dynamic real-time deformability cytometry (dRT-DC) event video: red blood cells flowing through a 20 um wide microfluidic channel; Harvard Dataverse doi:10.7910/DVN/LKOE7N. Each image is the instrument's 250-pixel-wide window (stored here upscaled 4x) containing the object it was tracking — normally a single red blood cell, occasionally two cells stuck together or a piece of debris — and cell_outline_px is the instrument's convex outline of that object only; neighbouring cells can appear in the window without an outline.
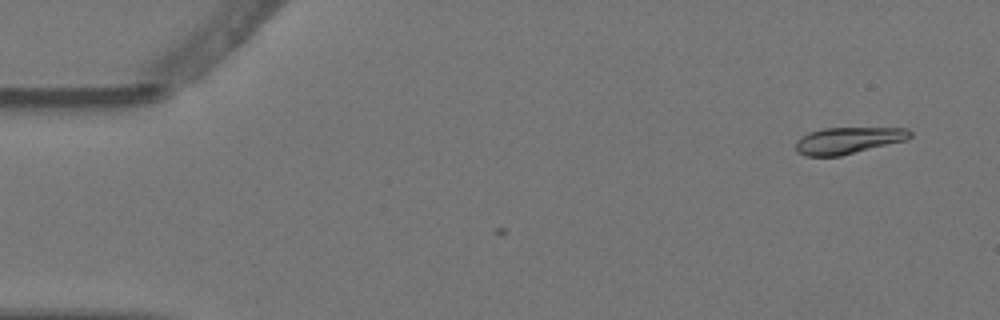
{"species": "Egyptian fruit bat (a non-hibernating species)", "species_latin": "Rousettus aegyptiacus", "temperature_condition": "warm", "stored_images_in_passage": 2, "camera_frame_rate_fps": 3000, "um_per_image_px": 0.085, "animal": {"sex": "female"}, "frame": {"image": 1, "passage_image": 1, "time_ms": 0.0, "image_size_px": [1000, 320], "cell_outline_px": [[912, 136], [908, 140], [840, 156], [804, 156], [796, 152], [796, 140], [800, 136], [808, 132], [824, 128], [908, 128], [912, 132]], "centroid_in_image_um": [72.09, 11.94], "position_along_channel_um": 12.9, "area_um2": 17.98}}